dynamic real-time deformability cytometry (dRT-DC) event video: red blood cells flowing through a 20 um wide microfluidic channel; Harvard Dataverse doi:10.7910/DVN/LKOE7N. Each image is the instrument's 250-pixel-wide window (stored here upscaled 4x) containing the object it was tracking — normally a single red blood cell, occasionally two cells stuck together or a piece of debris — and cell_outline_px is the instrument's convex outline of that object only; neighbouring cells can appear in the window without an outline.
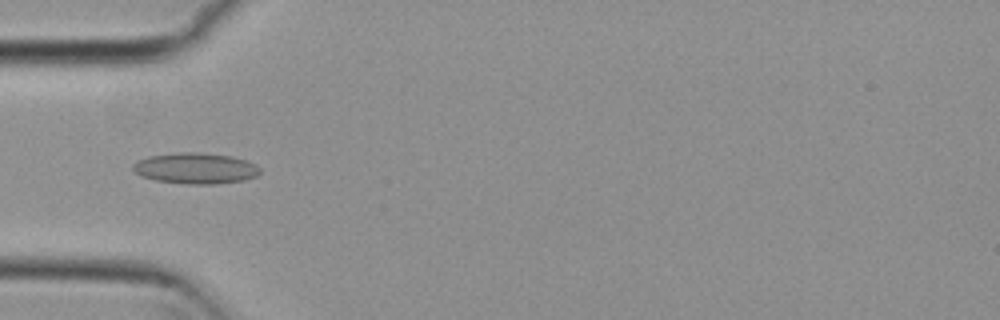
{"species": "common noctule bat (a hibernating species)", "species_latin": "Nyctalus noctula", "temperature_condition": "cold", "stored_images_in_passage": 4, "camera_frame_rate_fps": 3000, "um_per_image_px": 0.085, "animal": {"sex": "female", "body_mass_g": 29.2, "forearm_length_mm": 56.3}, "frame": {"image": 1, "passage_image": 4, "time_ms": 1.0, "image_size_px": [1000, 320], "cell_outline_px": [[260, 172], [256, 176], [244, 180], [216, 184], [188, 184], [156, 180], [140, 176], [132, 168], [132, 164], [136, 160], [148, 156], [180, 152], [200, 152], [232, 156], [256, 164], [260, 168]], "centroid_in_image_um": [16.6, 14.3], "position_along_channel_um": 68.4, "area_um2": 23.0}}